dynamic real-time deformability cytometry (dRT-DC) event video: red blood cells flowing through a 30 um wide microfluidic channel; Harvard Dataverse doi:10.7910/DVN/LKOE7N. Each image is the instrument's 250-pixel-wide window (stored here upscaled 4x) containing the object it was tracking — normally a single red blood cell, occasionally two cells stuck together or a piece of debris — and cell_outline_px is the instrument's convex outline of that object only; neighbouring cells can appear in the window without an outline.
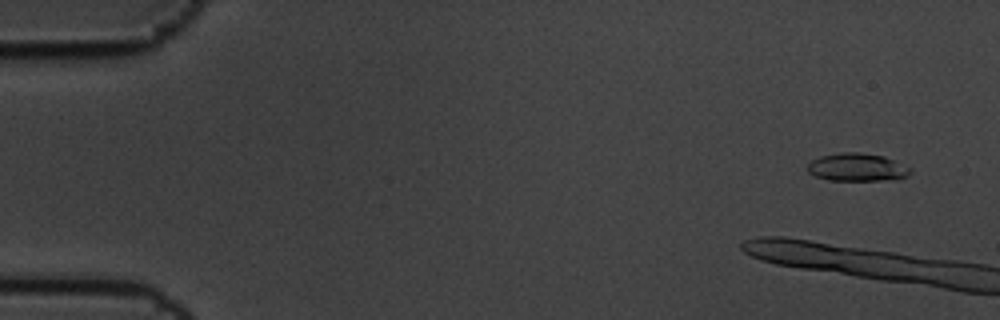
{"species": "common noctule bat (a hibernating species)", "species_latin": "Nyctalus noctula", "temperature_condition": "cold", "stored_images_in_passage": 7, "camera_frame_rate_fps": 3000, "um_per_image_px": 0.085, "animal": {"sex": "male", "body_mass_g": 19.5, "forearm_length_mm": 54.6}, "frame": {"image": 1, "passage_image": 1, "time_ms": 0.0, "image_size_px": [1000, 320], "cell_outline_px": [[912, 172], [908, 176], [900, 180], [828, 180], [816, 176], [808, 172], [808, 164], [812, 160], [820, 156], [840, 152], [860, 152], [884, 156], [912, 168]], "centroid_in_image_um": [72.91, 14.22], "position_along_channel_um": 12.1, "area_um2": 16.94}}
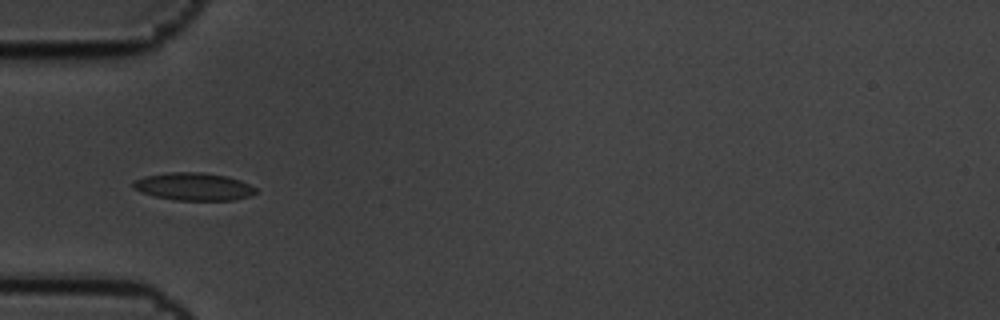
{"frame": {"image": 2, "passage_image": 7, "time_ms": 2.0, "image_size_px": [1000, 320], "cell_outline_px": [[256, 192], [252, 196], [236, 200], [176, 200], [156, 196], [140, 192], [132, 188], [132, 180], [144, 176], [168, 172], [204, 172], [228, 176], [240, 180], [256, 188]], "centroid_in_image_um": [16.45, 15.85], "position_along_channel_um": 68.6, "area_um2": 20.0}}